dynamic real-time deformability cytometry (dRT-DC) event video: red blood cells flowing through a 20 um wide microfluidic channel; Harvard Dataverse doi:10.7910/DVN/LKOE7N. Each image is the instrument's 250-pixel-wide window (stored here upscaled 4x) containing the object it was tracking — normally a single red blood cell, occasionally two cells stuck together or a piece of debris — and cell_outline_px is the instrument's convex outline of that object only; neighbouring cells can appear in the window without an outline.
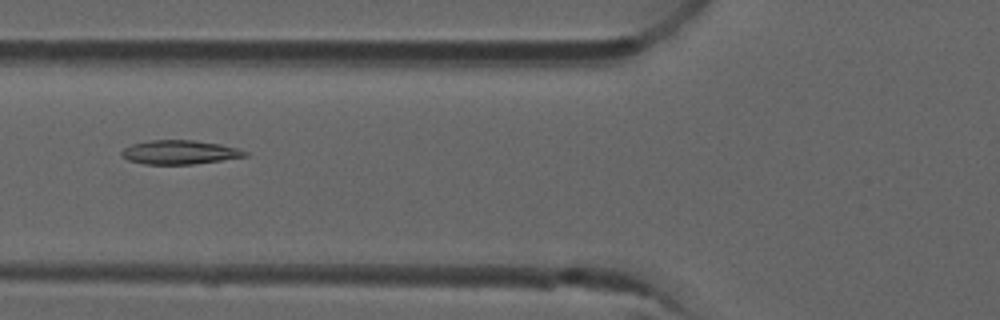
{"species": "common noctule bat (a hibernating species)", "species_latin": "Nyctalus noctula", "temperature_condition": "room temperature", "stored_images_in_passage": 5, "camera_frame_rate_fps": 3000, "um_per_image_px": 0.085, "animal": {"sex": "male", "forearm_length_mm": 52.5}, "frame": {"image": 1, "passage_image": 5, "time_ms": 1.333, "image_size_px": [1000, 320], "cell_outline_px": [[248, 156], [192, 164], [144, 164], [128, 160], [120, 156], [120, 152], [124, 148], [132, 144], [152, 140], [192, 140], [220, 144], [236, 148], [248, 152]], "centroid_in_image_um": [15.23, 12.94], "position_along_channel_um": 110.6, "area_um2": 17.11}}